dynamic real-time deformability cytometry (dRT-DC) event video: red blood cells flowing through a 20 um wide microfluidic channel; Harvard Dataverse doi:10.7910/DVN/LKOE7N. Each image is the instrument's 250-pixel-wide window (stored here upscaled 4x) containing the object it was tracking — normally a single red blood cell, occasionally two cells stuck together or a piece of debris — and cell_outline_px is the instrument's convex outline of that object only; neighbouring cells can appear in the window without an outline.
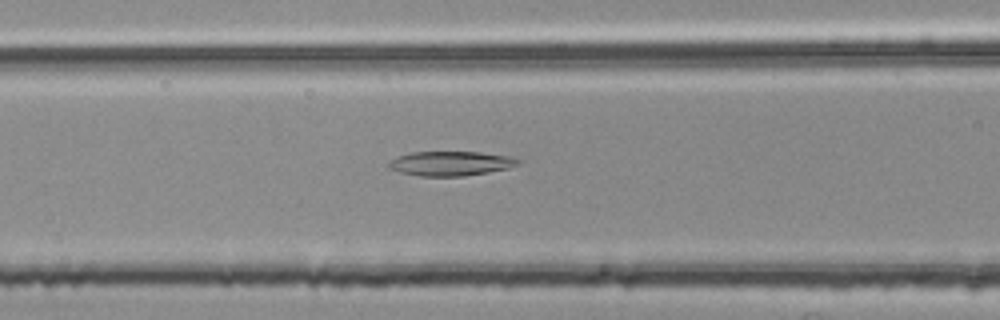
{"species": "common noctule bat (a hibernating species)", "species_latin": "Nyctalus noctula", "temperature_condition": "room temperature", "stored_images_in_passage": 37, "camera_frame_rate_fps": 3000, "um_per_image_px": 0.085, "animal": {"sex": "female", "body_mass_g": 25.1}, "frame": {"image": 1, "passage_image": 8, "time_ms": 2.333, "image_size_px": [1000, 320], "cell_outline_px": [[520, 164], [508, 168], [488, 172], [464, 176], [420, 176], [400, 172], [388, 168], [388, 164], [396, 156], [412, 152], [480, 152], [508, 156], [520, 160]], "centroid_in_image_um": [38.3, 13.89], "position_along_channel_um": 128.3, "area_um2": 18.38}}
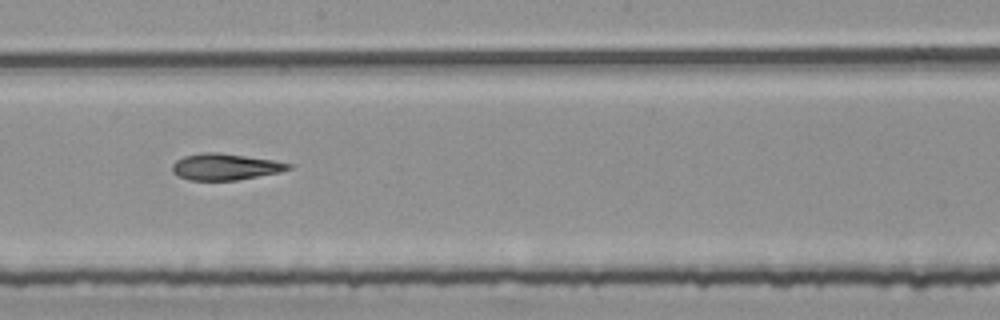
{"frame": {"image": 2, "passage_image": 16, "time_ms": 5.0, "image_size_px": [1000, 320], "cell_outline_px": [[292, 168], [280, 172], [236, 180], [188, 180], [176, 176], [172, 172], [172, 164], [176, 160], [184, 156], [204, 152], [220, 152], [272, 160], [292, 164]], "centroid_in_image_um": [19.1, 14.18], "position_along_channel_um": 229.1, "area_um2": 17.92}}
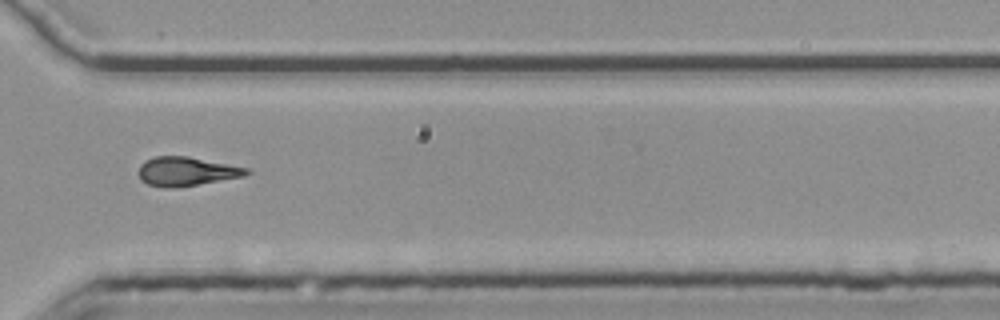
{"frame": {"image": 3, "passage_image": 26, "time_ms": 8.333, "image_size_px": [1000, 320], "cell_outline_px": [[252, 172], [244, 176], [172, 188], [164, 188], [148, 184], [140, 180], [136, 172], [140, 164], [144, 160], [156, 156], [188, 156], [248, 168]], "centroid_in_image_um": [15.78, 14.56], "position_along_channel_um": 354.8, "area_um2": 18.26}, "authors_computed_cell_mechanics": {"area_um2": 18.2648, "velocity_mm_per_s": 3.7777, "shape_relaxation_time_tau1_ms": null, "shape_relaxation_time_tau2_ms": 5.1133, "deformation_change_tau1": null, "deformation_change_tau2": 0.1654}}